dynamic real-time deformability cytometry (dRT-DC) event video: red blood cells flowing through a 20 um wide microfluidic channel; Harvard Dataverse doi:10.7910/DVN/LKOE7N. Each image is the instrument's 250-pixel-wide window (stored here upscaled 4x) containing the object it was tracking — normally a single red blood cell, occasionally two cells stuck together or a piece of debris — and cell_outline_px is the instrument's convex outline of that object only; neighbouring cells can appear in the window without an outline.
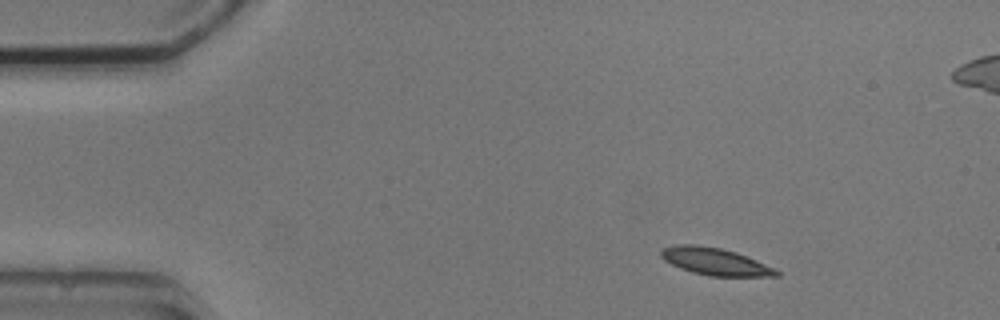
{"species": "common noctule bat (a hibernating species)", "species_latin": "Nyctalus noctula", "temperature_condition": "cold", "stored_images_in_passage": 4, "camera_frame_rate_fps": 3000, "um_per_image_px": 0.085, "animal": {"sex": "male", "body_mass_g": 20.5, "forearm_length_mm": 52.5}, "frame": {"image": 1, "passage_image": 1, "time_ms": 0.0, "image_size_px": [1000, 320], "cell_outline_px": [[780, 276], [708, 276], [692, 272], [680, 268], [664, 260], [660, 256], [660, 248], [676, 244], [696, 244], [720, 248], [736, 252], [776, 268], [780, 272]], "centroid_in_image_um": [60.76, 22.22], "position_along_channel_um": 24.2, "area_um2": 18.44}}
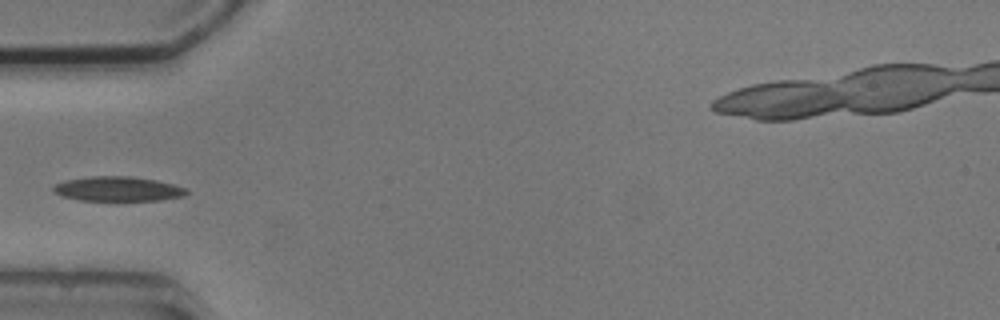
{"frame": {"image": 2, "passage_image": 3, "time_ms": 3.333, "image_size_px": [1000, 320], "cell_outline_px": [[188, 192], [184, 196], [160, 200], [80, 200], [64, 196], [52, 192], [52, 188], [56, 184], [64, 180], [92, 176], [132, 176], [156, 180], [188, 188]], "centroid_in_image_um": [10.03, 16.05], "position_along_channel_um": 75.0, "area_um2": 19.07}}